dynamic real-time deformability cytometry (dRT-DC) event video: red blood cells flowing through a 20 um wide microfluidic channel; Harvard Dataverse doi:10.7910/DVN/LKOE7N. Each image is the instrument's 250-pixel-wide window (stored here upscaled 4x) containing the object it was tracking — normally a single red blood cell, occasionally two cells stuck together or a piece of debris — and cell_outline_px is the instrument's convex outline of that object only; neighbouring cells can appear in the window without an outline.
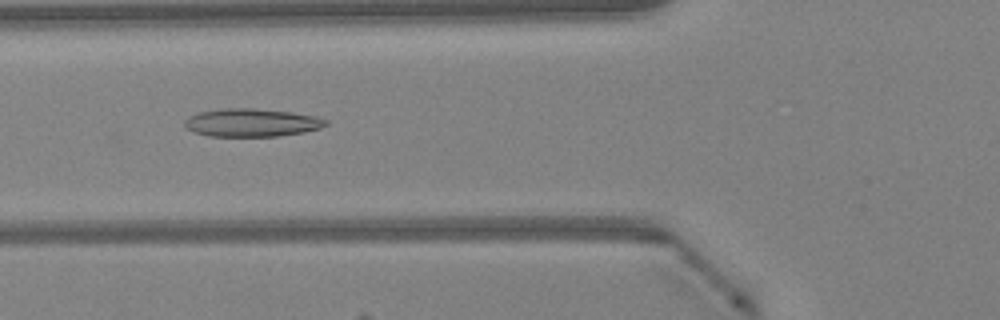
{"species": "Egyptian fruit bat (a non-hibernating species)", "species_latin": "Rousettus aegyptiacus", "temperature_condition": "warm", "stored_images_in_passage": 43, "camera_frame_rate_fps": 3000, "um_per_image_px": 0.085, "animal": {"sex": "female"}, "frame": {"image": 1, "passage_image": 13, "time_ms": 4.0, "image_size_px": [1000, 320], "cell_outline_px": [[328, 124], [320, 128], [304, 132], [276, 136], [208, 136], [184, 128], [184, 120], [188, 116], [200, 112], [220, 108], [252, 108], [292, 112], [316, 116], [328, 120]], "centroid_in_image_um": [21.37, 10.42], "position_along_channel_um": 104.4, "area_um2": 23.18}}
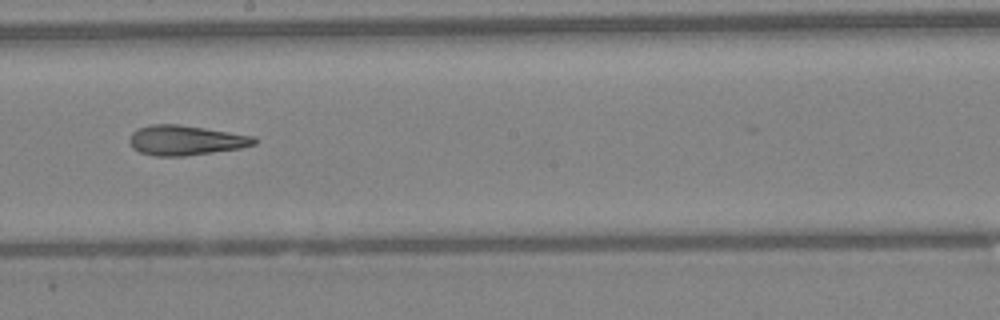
{"frame": {"image": 2, "passage_image": 22, "time_ms": 7.0, "image_size_px": [1000, 320], "cell_outline_px": [[256, 144], [240, 148], [184, 156], [156, 156], [140, 152], [132, 148], [128, 140], [132, 132], [140, 128], [152, 124], [176, 124], [204, 128], [256, 136]], "centroid_in_image_um": [15.77, 11.92], "position_along_channel_um": 232.4, "area_um2": 21.62}}
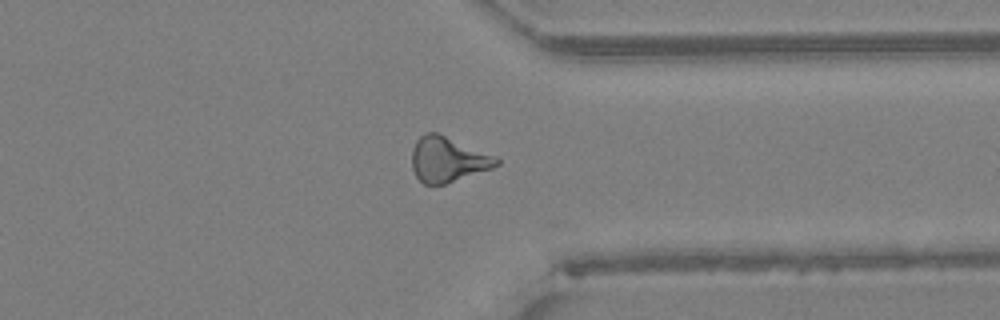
{"frame": {"image": 3, "passage_image": 32, "time_ms": 10.333, "image_size_px": [1000, 320], "cell_outline_px": [[500, 164], [492, 168], [444, 184], [424, 184], [416, 176], [412, 168], [412, 148], [416, 140], [424, 132], [436, 132], [496, 156], [500, 160]], "centroid_in_image_um": [38.04, 13.54], "position_along_channel_um": 373.4, "area_um2": 22.14}, "authors_computed_cell_mechanics": {"area_um2": 22.0796, "velocity_mm_per_s": 4.285, "shape_relaxation_time_tau1_ms": null, "shape_relaxation_time_tau2_ms": 5.7706, "deformation_change_tau1": null, "deformation_change_tau2": 0.185}}